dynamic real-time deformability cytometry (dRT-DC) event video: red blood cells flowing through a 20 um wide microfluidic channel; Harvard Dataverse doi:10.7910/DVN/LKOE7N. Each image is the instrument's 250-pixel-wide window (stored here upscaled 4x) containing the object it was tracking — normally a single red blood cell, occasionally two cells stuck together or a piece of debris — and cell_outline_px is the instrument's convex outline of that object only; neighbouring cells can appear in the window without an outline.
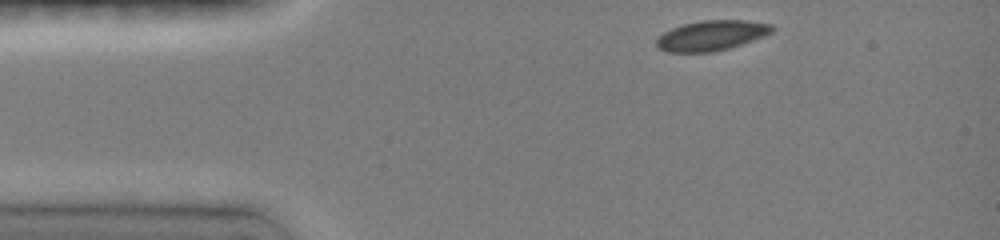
{"species": "common noctule bat (a hibernating species)", "species_latin": "Nyctalus noctula", "temperature_condition": "room temperature", "stored_images_in_passage": 32, "camera_frame_rate_fps": 3000, "um_per_image_px": 0.085, "animal": {"sex": "female", "body_mass_g": 19.0, "forearm_length_mm": 51.5}, "frame": {"image": 1, "passage_image": 1, "time_ms": 0.0, "image_size_px": [1000, 240], "cell_outline_px": [[776, 28], [772, 32], [764, 36], [728, 48], [712, 52], [668, 52], [660, 48], [656, 44], [656, 40], [664, 32], [672, 28], [684, 24], [704, 20], [748, 20], [772, 24]], "centroid_in_image_um": [60.51, 3.01], "position_along_channel_um": 24.5, "area_um2": 20.11}}
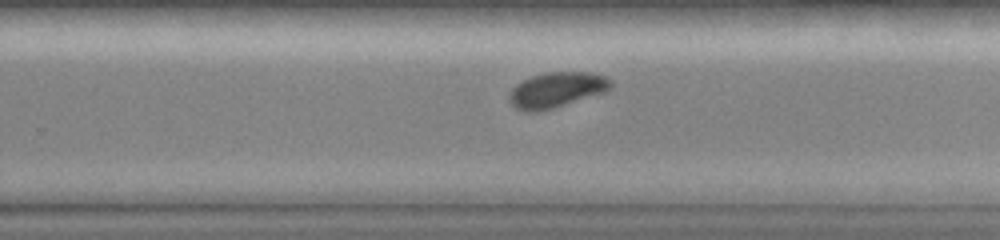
{"frame": {"image": 2, "passage_image": 17, "time_ms": 7.667, "image_size_px": [1000, 240], "cell_outline_px": [[612, 88], [604, 92], [552, 108], [536, 112], [524, 112], [516, 108], [508, 100], [508, 96], [512, 88], [516, 84], [532, 76], [544, 72], [592, 72], [604, 76], [612, 80]], "centroid_in_image_um": [47.29, 7.63], "position_along_channel_um": 282.5, "area_um2": 20.87}}
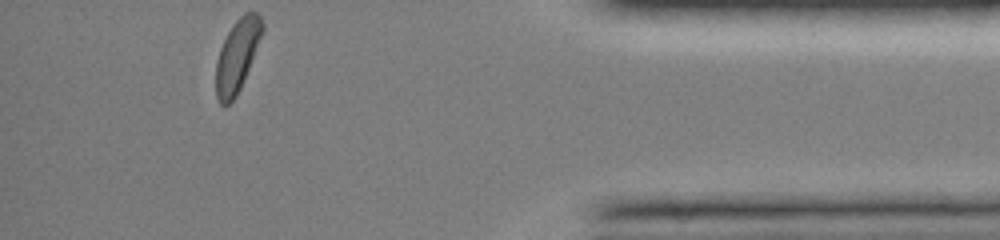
{"frame": {"image": 3, "passage_image": 32, "time_ms": 11.667, "image_size_px": [1000, 240], "cell_outline_px": [[264, 28], [240, 88], [236, 96], [228, 104], [220, 104], [216, 96], [216, 60], [220, 48], [232, 24], [244, 12], [256, 12], [260, 16], [264, 24]], "centroid_in_image_um": [20.14, 4.69], "position_along_channel_um": 415.1, "area_um2": 19.13}, "authors_computed_cell_mechanics": {"area_um2": 20.6924, "velocity_mm_per_s": 4.0838, "shape_relaxation_time_tau1_ms": 2.7899, "shape_relaxation_time_tau2_ms": null, "deformation_change_tau1": 0.0936, "deformation_change_tau2": null}}